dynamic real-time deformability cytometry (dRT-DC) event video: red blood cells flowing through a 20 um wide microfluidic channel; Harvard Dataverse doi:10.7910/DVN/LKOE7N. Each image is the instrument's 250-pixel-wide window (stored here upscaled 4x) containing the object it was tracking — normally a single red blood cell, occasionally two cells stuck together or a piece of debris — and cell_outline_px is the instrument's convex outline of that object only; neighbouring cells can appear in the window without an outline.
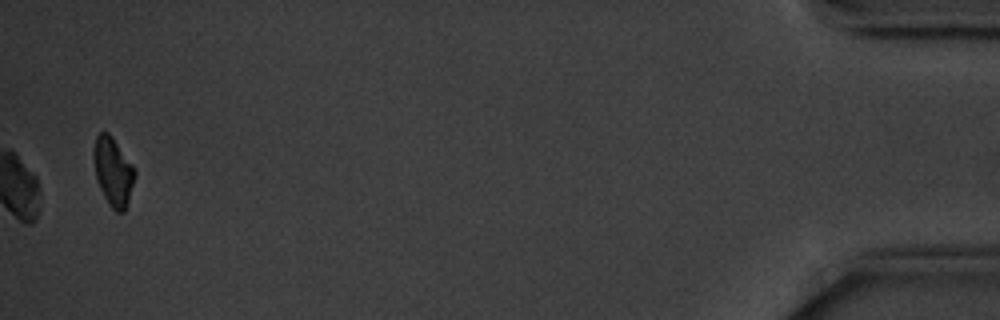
{"species": "common noctule bat (a hibernating species)", "species_latin": "Nyctalus noctula", "temperature_condition": "cold", "stored_images_in_passage": 14, "camera_frame_rate_fps": 3000, "um_per_image_px": 0.085, "animal": {"sex": "male", "body_mass_g": 20.1, "forearm_length_mm": 53.5}, "frame": {"image": 1, "passage_image": 14, "time_ms": 16.667, "image_size_px": [1000, 320], "cell_outline_px": [[136, 172], [128, 200], [124, 212], [116, 212], [108, 204], [96, 180], [92, 156], [92, 152], [96, 136], [100, 132], [108, 132], [112, 136], [132, 164]], "centroid_in_image_um": [9.58, 14.56], "position_along_channel_um": 425.6, "area_um2": 16.42}, "authors_computed_cell_mechanics": {"area_um2": 18.1203, "velocity_mm_per_s": 3.5413, "shape_relaxation_time_tau1_ms": 2.2916, "shape_relaxation_time_tau2_ms": null, "deformation_change_tau1": 0.0981, "deformation_change_tau2": null}}